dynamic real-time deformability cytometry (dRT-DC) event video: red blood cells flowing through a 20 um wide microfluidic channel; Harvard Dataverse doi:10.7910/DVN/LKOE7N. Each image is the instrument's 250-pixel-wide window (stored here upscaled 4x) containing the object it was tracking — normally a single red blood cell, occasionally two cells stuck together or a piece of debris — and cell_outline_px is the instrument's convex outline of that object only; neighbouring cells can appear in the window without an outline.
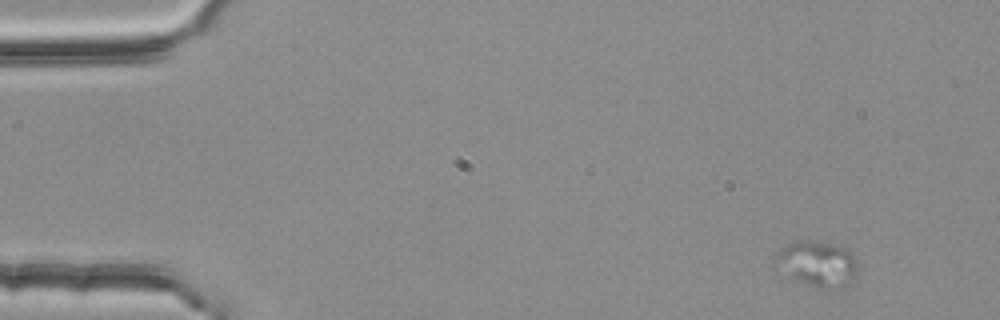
{"species": "common noctule bat (a hibernating species)", "species_latin": "Nyctalus noctula", "temperature_condition": "room temperature", "stored_images_in_passage": 5, "camera_frame_rate_fps": 3000, "um_per_image_px": 0.085, "animal": {"sex": "female", "body_mass_g": 25.1}, "frame": {"image": 1, "passage_image": 1, "time_ms": 0.0, "image_size_px": [1000, 320], "cell_outline_px": [[856, 272], [848, 288], [844, 292], [820, 288], [808, 284], [772, 268], [772, 256], [788, 244], [796, 240], [812, 240], [844, 248], [856, 260]], "centroid_in_image_um": [69.42, 22.47], "position_along_channel_um": 15.6, "area_um2": 22.37}}
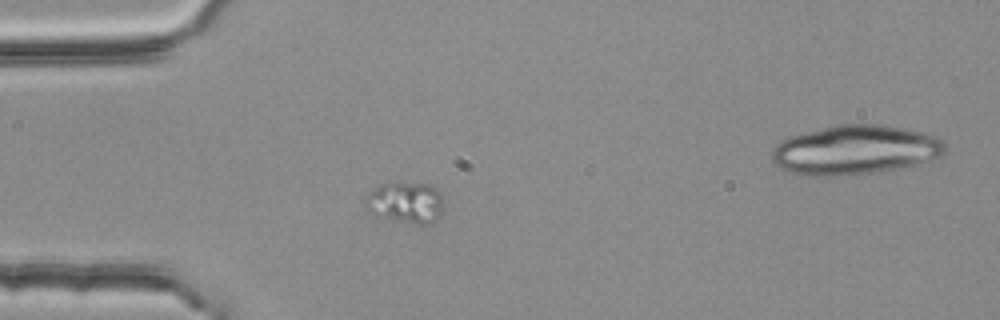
{"frame": {"image": 2, "passage_image": 4, "time_ms": 1.0, "image_size_px": [1000, 320], "cell_outline_px": [[440, 216], [432, 224], [416, 224], [392, 220], [372, 216], [364, 208], [364, 196], [368, 192], [380, 184], [388, 180], [396, 180], [428, 184], [440, 192]], "centroid_in_image_um": [34.35, 17.19], "position_along_channel_um": 50.6, "area_um2": 19.65}}